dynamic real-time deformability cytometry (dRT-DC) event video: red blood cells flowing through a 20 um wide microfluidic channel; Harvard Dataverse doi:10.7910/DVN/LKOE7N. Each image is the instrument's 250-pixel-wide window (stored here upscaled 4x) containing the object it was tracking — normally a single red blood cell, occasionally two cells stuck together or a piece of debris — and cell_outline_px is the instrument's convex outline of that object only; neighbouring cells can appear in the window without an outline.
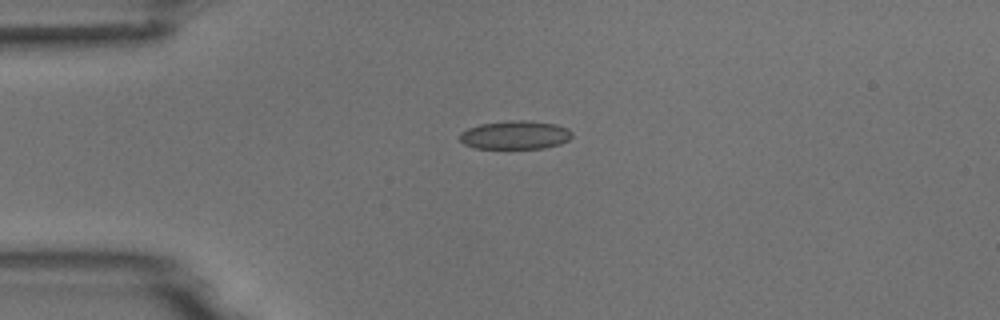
{"species": "common noctule bat (a hibernating species)", "species_latin": "Nyctalus noctula", "temperature_condition": "room temperature", "stored_images_in_passage": 2, "camera_frame_rate_fps": 3000, "um_per_image_px": 0.085, "animal": {"sex": "male", "body_mass_g": 18.8}, "frame": {"image": 1, "passage_image": 1, "time_ms": 0.0, "image_size_px": [1000, 320], "cell_outline_px": [[572, 136], [568, 140], [560, 144], [544, 148], [476, 148], [464, 144], [460, 140], [460, 132], [468, 128], [480, 124], [508, 120], [524, 120], [556, 124], [568, 128], [572, 132]], "centroid_in_image_um": [43.8, 11.47], "position_along_channel_um": 41.2, "area_um2": 18.67}}